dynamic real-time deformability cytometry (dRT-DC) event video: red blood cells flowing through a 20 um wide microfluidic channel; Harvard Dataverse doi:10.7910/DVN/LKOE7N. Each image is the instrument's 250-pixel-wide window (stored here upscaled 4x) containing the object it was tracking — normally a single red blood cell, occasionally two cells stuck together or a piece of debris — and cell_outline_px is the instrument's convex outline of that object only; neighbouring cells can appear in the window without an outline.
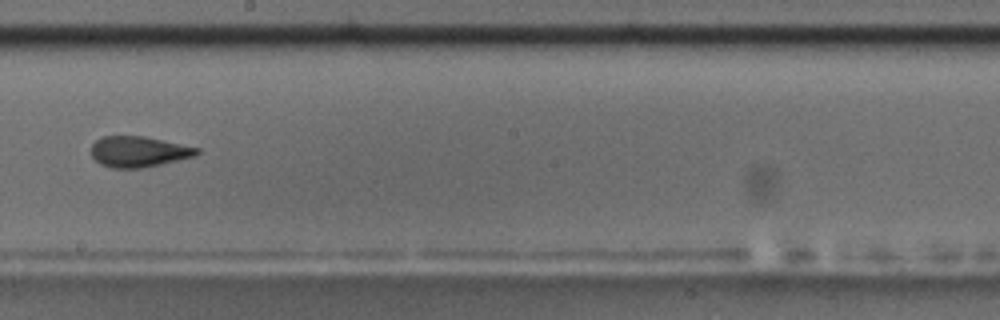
{"species": "common noctule bat (a hibernating species)", "species_latin": "Nyctalus noctula", "temperature_condition": "room temperature", "stored_images_in_passage": 5, "camera_frame_rate_fps": 3000, "um_per_image_px": 0.085, "animal": {"sex": "male", "body_mass_g": 17.5, "forearm_length_mm": 52.3}, "frame": {"image": 1, "passage_image": 5, "time_ms": 1.333, "image_size_px": [1000, 320], "cell_outline_px": [[200, 152], [196, 156], [160, 164], [140, 168], [112, 168], [100, 164], [92, 156], [92, 144], [96, 140], [104, 136], [144, 136], [200, 148]], "centroid_in_image_um": [11.79, 12.89], "position_along_channel_um": 236.4, "area_um2": 18.84}}